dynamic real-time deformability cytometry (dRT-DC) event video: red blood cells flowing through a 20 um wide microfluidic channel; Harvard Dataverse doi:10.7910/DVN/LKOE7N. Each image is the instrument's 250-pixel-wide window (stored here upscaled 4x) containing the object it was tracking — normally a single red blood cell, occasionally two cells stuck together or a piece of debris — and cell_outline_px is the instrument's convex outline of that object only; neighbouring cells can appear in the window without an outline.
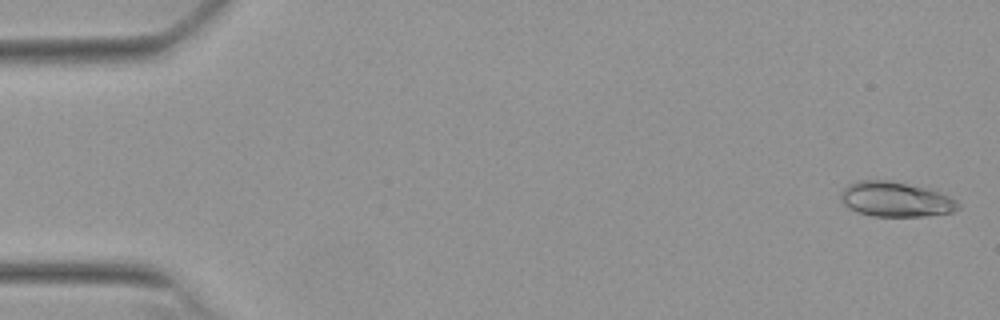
{"species": "Egyptian fruit bat (a non-hibernating species)", "species_latin": "Rousettus aegyptiacus", "temperature_condition": "warm", "stored_images_in_passage": 19, "camera_frame_rate_fps": 3000, "um_per_image_px": 0.085, "animal": {"sex": "female"}, "frame": {"image": 1, "passage_image": 2, "time_ms": 0.333, "image_size_px": [1000, 320], "cell_outline_px": [[960, 208], [952, 212], [924, 216], [872, 216], [856, 212], [848, 208], [840, 200], [840, 192], [848, 184], [856, 180], [892, 180], [932, 188], [956, 200], [960, 204]], "centroid_in_image_um": [76.12, 16.92], "position_along_channel_um": 8.9, "area_um2": 24.39}}
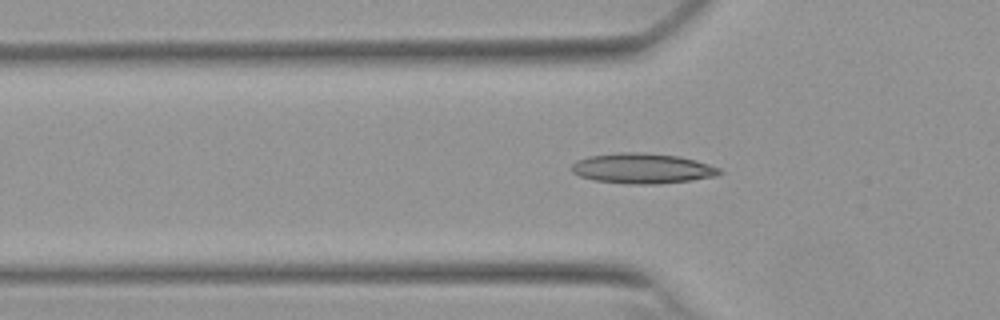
{"frame": {"image": 2, "passage_image": 18, "time_ms": 5.667, "image_size_px": [1000, 320], "cell_outline_px": [[724, 172], [716, 176], [692, 180], [656, 184], [628, 184], [592, 180], [580, 176], [572, 172], [572, 164], [576, 160], [588, 156], [620, 152], [644, 152], [680, 156], [696, 160], [720, 168]], "centroid_in_image_um": [54.61, 14.31], "position_along_channel_um": 71.2, "area_um2": 26.3}}